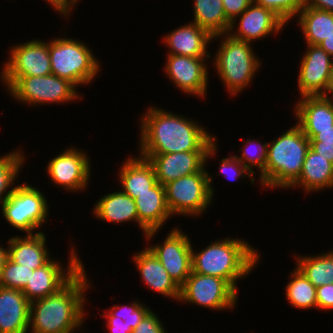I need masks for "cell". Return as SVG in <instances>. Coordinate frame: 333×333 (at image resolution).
<instances>
[{"label":"cell","instance_id":"cell-1","mask_svg":"<svg viewBox=\"0 0 333 333\" xmlns=\"http://www.w3.org/2000/svg\"><path fill=\"white\" fill-rule=\"evenodd\" d=\"M140 118V155L207 151L217 140L193 119L148 107Z\"/></svg>","mask_w":333,"mask_h":333},{"label":"cell","instance_id":"cell-2","mask_svg":"<svg viewBox=\"0 0 333 333\" xmlns=\"http://www.w3.org/2000/svg\"><path fill=\"white\" fill-rule=\"evenodd\" d=\"M84 266L56 293L30 302L31 333H75L83 326L86 290L91 287Z\"/></svg>","mask_w":333,"mask_h":333},{"label":"cell","instance_id":"cell-3","mask_svg":"<svg viewBox=\"0 0 333 333\" xmlns=\"http://www.w3.org/2000/svg\"><path fill=\"white\" fill-rule=\"evenodd\" d=\"M192 247V272L227 280L236 290L237 282L250 274L261 255L248 242L236 237L213 241L196 253Z\"/></svg>","mask_w":333,"mask_h":333},{"label":"cell","instance_id":"cell-4","mask_svg":"<svg viewBox=\"0 0 333 333\" xmlns=\"http://www.w3.org/2000/svg\"><path fill=\"white\" fill-rule=\"evenodd\" d=\"M309 148L310 141L297 124L268 143L266 166L259 173L262 187L289 189L300 177Z\"/></svg>","mask_w":333,"mask_h":333},{"label":"cell","instance_id":"cell-5","mask_svg":"<svg viewBox=\"0 0 333 333\" xmlns=\"http://www.w3.org/2000/svg\"><path fill=\"white\" fill-rule=\"evenodd\" d=\"M223 39L214 55L215 71L231 96L250 85L261 66L260 58L254 53L250 42L233 38L228 33L213 36L212 40ZM237 94V95H236Z\"/></svg>","mask_w":333,"mask_h":333},{"label":"cell","instance_id":"cell-6","mask_svg":"<svg viewBox=\"0 0 333 333\" xmlns=\"http://www.w3.org/2000/svg\"><path fill=\"white\" fill-rule=\"evenodd\" d=\"M51 72L55 76L68 80L76 88L88 85L95 80L100 64L92 50L73 38L57 37L49 41Z\"/></svg>","mask_w":333,"mask_h":333},{"label":"cell","instance_id":"cell-7","mask_svg":"<svg viewBox=\"0 0 333 333\" xmlns=\"http://www.w3.org/2000/svg\"><path fill=\"white\" fill-rule=\"evenodd\" d=\"M205 166L201 171L178 178L164 185L166 204L171 215L204 214L213 201L212 177Z\"/></svg>","mask_w":333,"mask_h":333},{"label":"cell","instance_id":"cell-8","mask_svg":"<svg viewBox=\"0 0 333 333\" xmlns=\"http://www.w3.org/2000/svg\"><path fill=\"white\" fill-rule=\"evenodd\" d=\"M1 79L8 93L22 104H65L79 98L82 100V95L71 82L54 74Z\"/></svg>","mask_w":333,"mask_h":333},{"label":"cell","instance_id":"cell-9","mask_svg":"<svg viewBox=\"0 0 333 333\" xmlns=\"http://www.w3.org/2000/svg\"><path fill=\"white\" fill-rule=\"evenodd\" d=\"M46 199L39 189L25 182L14 186L13 192L1 204V213L13 228L26 234H37L38 231L33 232L48 222Z\"/></svg>","mask_w":333,"mask_h":333},{"label":"cell","instance_id":"cell-10","mask_svg":"<svg viewBox=\"0 0 333 333\" xmlns=\"http://www.w3.org/2000/svg\"><path fill=\"white\" fill-rule=\"evenodd\" d=\"M238 291L225 279L191 272L180 287V302L213 310L235 308Z\"/></svg>","mask_w":333,"mask_h":333},{"label":"cell","instance_id":"cell-11","mask_svg":"<svg viewBox=\"0 0 333 333\" xmlns=\"http://www.w3.org/2000/svg\"><path fill=\"white\" fill-rule=\"evenodd\" d=\"M0 78L47 76L52 74L49 42L39 39L16 44L9 49Z\"/></svg>","mask_w":333,"mask_h":333},{"label":"cell","instance_id":"cell-12","mask_svg":"<svg viewBox=\"0 0 333 333\" xmlns=\"http://www.w3.org/2000/svg\"><path fill=\"white\" fill-rule=\"evenodd\" d=\"M87 155L72 146L53 157L47 165L50 180L70 192L86 190L91 177V161Z\"/></svg>","mask_w":333,"mask_h":333},{"label":"cell","instance_id":"cell-13","mask_svg":"<svg viewBox=\"0 0 333 333\" xmlns=\"http://www.w3.org/2000/svg\"><path fill=\"white\" fill-rule=\"evenodd\" d=\"M70 250L67 268L59 261L51 259L43 267L33 270L29 282L22 290L30 302L56 293L83 267L77 250H74V247Z\"/></svg>","mask_w":333,"mask_h":333},{"label":"cell","instance_id":"cell-14","mask_svg":"<svg viewBox=\"0 0 333 333\" xmlns=\"http://www.w3.org/2000/svg\"><path fill=\"white\" fill-rule=\"evenodd\" d=\"M217 153V140L207 151H188L159 155H140L153 166L157 182L162 185L201 171Z\"/></svg>","mask_w":333,"mask_h":333},{"label":"cell","instance_id":"cell-15","mask_svg":"<svg viewBox=\"0 0 333 333\" xmlns=\"http://www.w3.org/2000/svg\"><path fill=\"white\" fill-rule=\"evenodd\" d=\"M188 235L175 227L162 244L148 249L156 256L170 277L181 287L192 272V245Z\"/></svg>","mask_w":333,"mask_h":333},{"label":"cell","instance_id":"cell-16","mask_svg":"<svg viewBox=\"0 0 333 333\" xmlns=\"http://www.w3.org/2000/svg\"><path fill=\"white\" fill-rule=\"evenodd\" d=\"M206 58L167 54L165 74L177 89L187 95L205 98L208 86V67Z\"/></svg>","mask_w":333,"mask_h":333},{"label":"cell","instance_id":"cell-17","mask_svg":"<svg viewBox=\"0 0 333 333\" xmlns=\"http://www.w3.org/2000/svg\"><path fill=\"white\" fill-rule=\"evenodd\" d=\"M298 74L300 96L321 95L330 74L333 58L319 45L307 44Z\"/></svg>","mask_w":333,"mask_h":333},{"label":"cell","instance_id":"cell-18","mask_svg":"<svg viewBox=\"0 0 333 333\" xmlns=\"http://www.w3.org/2000/svg\"><path fill=\"white\" fill-rule=\"evenodd\" d=\"M238 17H240L238 28L236 25H230L228 34L235 39L250 43L268 37L271 33L281 32L286 25L272 10L254 2Z\"/></svg>","mask_w":333,"mask_h":333},{"label":"cell","instance_id":"cell-19","mask_svg":"<svg viewBox=\"0 0 333 333\" xmlns=\"http://www.w3.org/2000/svg\"><path fill=\"white\" fill-rule=\"evenodd\" d=\"M294 108L296 124L308 139L318 134V130L333 129V98L301 96Z\"/></svg>","mask_w":333,"mask_h":333},{"label":"cell","instance_id":"cell-20","mask_svg":"<svg viewBox=\"0 0 333 333\" xmlns=\"http://www.w3.org/2000/svg\"><path fill=\"white\" fill-rule=\"evenodd\" d=\"M135 200L139 227L149 241L172 216L166 204L164 185L157 182L149 192L140 194Z\"/></svg>","mask_w":333,"mask_h":333},{"label":"cell","instance_id":"cell-21","mask_svg":"<svg viewBox=\"0 0 333 333\" xmlns=\"http://www.w3.org/2000/svg\"><path fill=\"white\" fill-rule=\"evenodd\" d=\"M30 301L22 290L0 286V333L29 332Z\"/></svg>","mask_w":333,"mask_h":333},{"label":"cell","instance_id":"cell-22","mask_svg":"<svg viewBox=\"0 0 333 333\" xmlns=\"http://www.w3.org/2000/svg\"><path fill=\"white\" fill-rule=\"evenodd\" d=\"M213 36L197 24L187 23L164 36L163 42L170 49L167 54H177L190 57H211L208 53L209 43ZM208 45V46H207Z\"/></svg>","mask_w":333,"mask_h":333},{"label":"cell","instance_id":"cell-23","mask_svg":"<svg viewBox=\"0 0 333 333\" xmlns=\"http://www.w3.org/2000/svg\"><path fill=\"white\" fill-rule=\"evenodd\" d=\"M133 262H135L142 281L148 288L165 297L179 301L180 287L148 248L135 253Z\"/></svg>","mask_w":333,"mask_h":333},{"label":"cell","instance_id":"cell-24","mask_svg":"<svg viewBox=\"0 0 333 333\" xmlns=\"http://www.w3.org/2000/svg\"><path fill=\"white\" fill-rule=\"evenodd\" d=\"M7 242L8 258L23 267L35 270L51 260L46 248V236L41 231L24 237L12 236Z\"/></svg>","mask_w":333,"mask_h":333},{"label":"cell","instance_id":"cell-25","mask_svg":"<svg viewBox=\"0 0 333 333\" xmlns=\"http://www.w3.org/2000/svg\"><path fill=\"white\" fill-rule=\"evenodd\" d=\"M124 161L118 175L121 190L136 199L140 194L149 192V189L157 183L155 171L148 159L140 155L129 157Z\"/></svg>","mask_w":333,"mask_h":333},{"label":"cell","instance_id":"cell-26","mask_svg":"<svg viewBox=\"0 0 333 333\" xmlns=\"http://www.w3.org/2000/svg\"><path fill=\"white\" fill-rule=\"evenodd\" d=\"M292 187L304 188L306 193L333 188V163L309 148L300 177Z\"/></svg>","mask_w":333,"mask_h":333},{"label":"cell","instance_id":"cell-27","mask_svg":"<svg viewBox=\"0 0 333 333\" xmlns=\"http://www.w3.org/2000/svg\"><path fill=\"white\" fill-rule=\"evenodd\" d=\"M97 219L112 223L136 222L139 226L135 200L122 190L102 196L93 208Z\"/></svg>","mask_w":333,"mask_h":333},{"label":"cell","instance_id":"cell-28","mask_svg":"<svg viewBox=\"0 0 333 333\" xmlns=\"http://www.w3.org/2000/svg\"><path fill=\"white\" fill-rule=\"evenodd\" d=\"M306 44L319 45L333 32V13L304 5L297 14Z\"/></svg>","mask_w":333,"mask_h":333},{"label":"cell","instance_id":"cell-29","mask_svg":"<svg viewBox=\"0 0 333 333\" xmlns=\"http://www.w3.org/2000/svg\"><path fill=\"white\" fill-rule=\"evenodd\" d=\"M194 24L206 29L212 36L228 33L231 23L227 20L222 0H193Z\"/></svg>","mask_w":333,"mask_h":333},{"label":"cell","instance_id":"cell-30","mask_svg":"<svg viewBox=\"0 0 333 333\" xmlns=\"http://www.w3.org/2000/svg\"><path fill=\"white\" fill-rule=\"evenodd\" d=\"M296 267L316 287L333 283V250L316 255L298 256Z\"/></svg>","mask_w":333,"mask_h":333},{"label":"cell","instance_id":"cell-31","mask_svg":"<svg viewBox=\"0 0 333 333\" xmlns=\"http://www.w3.org/2000/svg\"><path fill=\"white\" fill-rule=\"evenodd\" d=\"M286 286L288 302L298 309L317 308L316 287L295 267Z\"/></svg>","mask_w":333,"mask_h":333},{"label":"cell","instance_id":"cell-32","mask_svg":"<svg viewBox=\"0 0 333 333\" xmlns=\"http://www.w3.org/2000/svg\"><path fill=\"white\" fill-rule=\"evenodd\" d=\"M21 150H15L0 157V203L2 204L13 192L15 180L25 163ZM11 188V189H10ZM4 195V196H3ZM0 204V205H1Z\"/></svg>","mask_w":333,"mask_h":333},{"label":"cell","instance_id":"cell-33","mask_svg":"<svg viewBox=\"0 0 333 333\" xmlns=\"http://www.w3.org/2000/svg\"><path fill=\"white\" fill-rule=\"evenodd\" d=\"M255 141V139H246V143L240 149L241 155H234L254 175H256L253 170L254 166L259 169L260 173L265 169L268 151V142L260 143L258 139L256 143Z\"/></svg>","mask_w":333,"mask_h":333},{"label":"cell","instance_id":"cell-34","mask_svg":"<svg viewBox=\"0 0 333 333\" xmlns=\"http://www.w3.org/2000/svg\"><path fill=\"white\" fill-rule=\"evenodd\" d=\"M31 273L33 269L16 264L8 258L0 276V286L23 290L30 280Z\"/></svg>","mask_w":333,"mask_h":333},{"label":"cell","instance_id":"cell-35","mask_svg":"<svg viewBox=\"0 0 333 333\" xmlns=\"http://www.w3.org/2000/svg\"><path fill=\"white\" fill-rule=\"evenodd\" d=\"M141 302L133 301L131 305H114L108 309L112 316L121 318L131 329H135L142 319L151 311L148 306L140 304Z\"/></svg>","mask_w":333,"mask_h":333},{"label":"cell","instance_id":"cell-36","mask_svg":"<svg viewBox=\"0 0 333 333\" xmlns=\"http://www.w3.org/2000/svg\"><path fill=\"white\" fill-rule=\"evenodd\" d=\"M253 2L272 10L286 24L297 16L304 6V0H253Z\"/></svg>","mask_w":333,"mask_h":333},{"label":"cell","instance_id":"cell-37","mask_svg":"<svg viewBox=\"0 0 333 333\" xmlns=\"http://www.w3.org/2000/svg\"><path fill=\"white\" fill-rule=\"evenodd\" d=\"M220 172L219 174H223L225 177H230L232 179L239 178H250L251 184H254L255 176L252 172H250L234 155L230 157L223 158L220 161Z\"/></svg>","mask_w":333,"mask_h":333},{"label":"cell","instance_id":"cell-38","mask_svg":"<svg viewBox=\"0 0 333 333\" xmlns=\"http://www.w3.org/2000/svg\"><path fill=\"white\" fill-rule=\"evenodd\" d=\"M160 321L157 314L155 315L153 310H151L137 327L132 330V333H167Z\"/></svg>","mask_w":333,"mask_h":333},{"label":"cell","instance_id":"cell-39","mask_svg":"<svg viewBox=\"0 0 333 333\" xmlns=\"http://www.w3.org/2000/svg\"><path fill=\"white\" fill-rule=\"evenodd\" d=\"M224 12L231 25H235L239 15H241L253 2V0H222Z\"/></svg>","mask_w":333,"mask_h":333},{"label":"cell","instance_id":"cell-40","mask_svg":"<svg viewBox=\"0 0 333 333\" xmlns=\"http://www.w3.org/2000/svg\"><path fill=\"white\" fill-rule=\"evenodd\" d=\"M317 309L333 310V283L316 288Z\"/></svg>","mask_w":333,"mask_h":333},{"label":"cell","instance_id":"cell-41","mask_svg":"<svg viewBox=\"0 0 333 333\" xmlns=\"http://www.w3.org/2000/svg\"><path fill=\"white\" fill-rule=\"evenodd\" d=\"M105 319H107V328L111 333H132L131 326H128L121 318L112 316L109 312L104 313Z\"/></svg>","mask_w":333,"mask_h":333},{"label":"cell","instance_id":"cell-42","mask_svg":"<svg viewBox=\"0 0 333 333\" xmlns=\"http://www.w3.org/2000/svg\"><path fill=\"white\" fill-rule=\"evenodd\" d=\"M49 5H51V8H54L57 13L60 15H64L65 17L70 16V12H72V9L75 7L76 3H78L79 0H45Z\"/></svg>","mask_w":333,"mask_h":333},{"label":"cell","instance_id":"cell-43","mask_svg":"<svg viewBox=\"0 0 333 333\" xmlns=\"http://www.w3.org/2000/svg\"><path fill=\"white\" fill-rule=\"evenodd\" d=\"M310 148L333 163V143H310Z\"/></svg>","mask_w":333,"mask_h":333},{"label":"cell","instance_id":"cell-44","mask_svg":"<svg viewBox=\"0 0 333 333\" xmlns=\"http://www.w3.org/2000/svg\"><path fill=\"white\" fill-rule=\"evenodd\" d=\"M304 5L333 13V0H304Z\"/></svg>","mask_w":333,"mask_h":333},{"label":"cell","instance_id":"cell-45","mask_svg":"<svg viewBox=\"0 0 333 333\" xmlns=\"http://www.w3.org/2000/svg\"><path fill=\"white\" fill-rule=\"evenodd\" d=\"M309 141L310 143H333V129L318 130V134Z\"/></svg>","mask_w":333,"mask_h":333},{"label":"cell","instance_id":"cell-46","mask_svg":"<svg viewBox=\"0 0 333 333\" xmlns=\"http://www.w3.org/2000/svg\"><path fill=\"white\" fill-rule=\"evenodd\" d=\"M319 46L333 58V32L326 37Z\"/></svg>","mask_w":333,"mask_h":333},{"label":"cell","instance_id":"cell-47","mask_svg":"<svg viewBox=\"0 0 333 333\" xmlns=\"http://www.w3.org/2000/svg\"><path fill=\"white\" fill-rule=\"evenodd\" d=\"M330 93H332V97H333V65H332L330 74L328 76V81H327V84H326V89L321 94V96L329 98V95H331Z\"/></svg>","mask_w":333,"mask_h":333},{"label":"cell","instance_id":"cell-48","mask_svg":"<svg viewBox=\"0 0 333 333\" xmlns=\"http://www.w3.org/2000/svg\"><path fill=\"white\" fill-rule=\"evenodd\" d=\"M8 260V247L4 248L0 245V276L3 271V267L5 266L6 261Z\"/></svg>","mask_w":333,"mask_h":333}]
</instances>
